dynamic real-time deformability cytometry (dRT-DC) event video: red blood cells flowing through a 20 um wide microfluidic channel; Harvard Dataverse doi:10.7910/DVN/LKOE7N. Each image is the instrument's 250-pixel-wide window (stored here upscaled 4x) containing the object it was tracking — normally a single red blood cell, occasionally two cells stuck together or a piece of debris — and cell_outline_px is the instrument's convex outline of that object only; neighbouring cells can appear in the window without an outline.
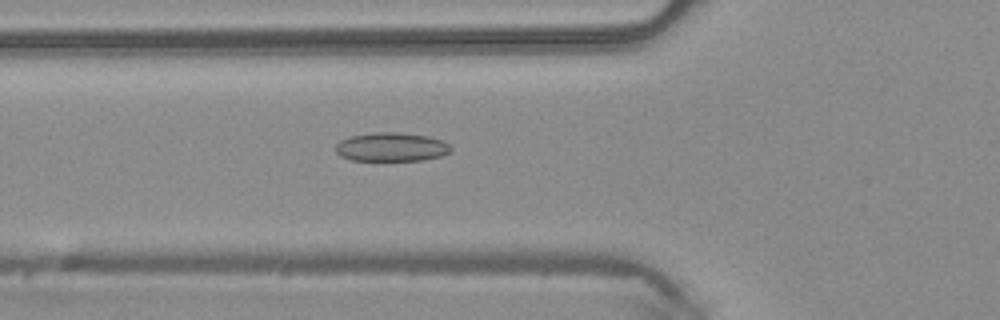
{"species": "common noctule bat (a hibernating species)", "species_latin": "Nyctalus noctula", "temperature_condition": "warm", "stored_images_in_passage": 47, "camera_frame_rate_fps": 3000, "um_per_image_px": 0.085, "animal": {"sex": "male", "body_mass_g": 20.4}, "frame": {"image": 1, "passage_image": 16, "time_ms": 5.0, "image_size_px": [1000, 320], "cell_outline_px": [[452, 148], [448, 152], [440, 156], [424, 160], [352, 160], [340, 156], [336, 152], [336, 144], [340, 140], [348, 136], [376, 132], [396, 132], [428, 136], [444, 140]], "centroid_in_image_um": [33.25, 12.48], "position_along_channel_um": 92.5, "area_um2": 19.36}}
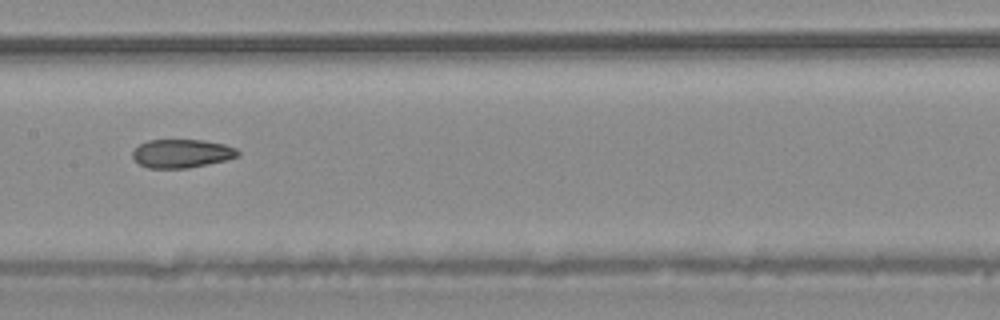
{"frame": {"image": 2, "passage_image": 23, "time_ms": 7.333, "image_size_px": [1000, 320], "cell_outline_px": [[240, 156], [228, 160], [188, 168], [148, 168], [140, 164], [132, 156], [132, 152], [140, 144], [148, 140], [204, 140], [224, 144], [236, 148], [240, 152]], "centroid_in_image_um": [15.49, 13.05], "position_along_channel_um": 191.9, "area_um2": 17.57}}
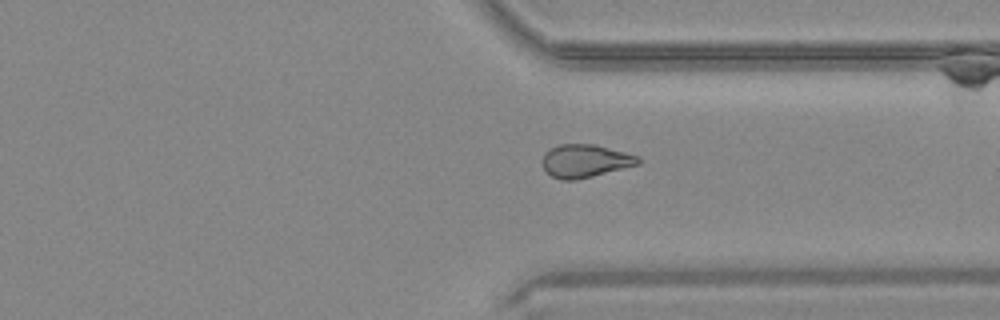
{"frame": {"image": 3, "passage_image": 35, "time_ms": 11.333, "image_size_px": [1000, 320], "cell_outline_px": [[640, 164], [576, 180], [560, 180], [552, 176], [544, 168], [540, 160], [544, 152], [560, 144], [592, 144], [640, 156]], "centroid_in_image_um": [49.71, 13.68], "position_along_channel_um": 361.7, "area_um2": 18.38}, "authors_computed_cell_mechanics": {"area_um2": 18.9584, "velocity_mm_per_s": 4.2406, "shape_relaxation_time_tau1_ms": null, "shape_relaxation_time_tau2_ms": 4.2826, "deformation_change_tau1": null, "deformation_change_tau2": 0.1042}}